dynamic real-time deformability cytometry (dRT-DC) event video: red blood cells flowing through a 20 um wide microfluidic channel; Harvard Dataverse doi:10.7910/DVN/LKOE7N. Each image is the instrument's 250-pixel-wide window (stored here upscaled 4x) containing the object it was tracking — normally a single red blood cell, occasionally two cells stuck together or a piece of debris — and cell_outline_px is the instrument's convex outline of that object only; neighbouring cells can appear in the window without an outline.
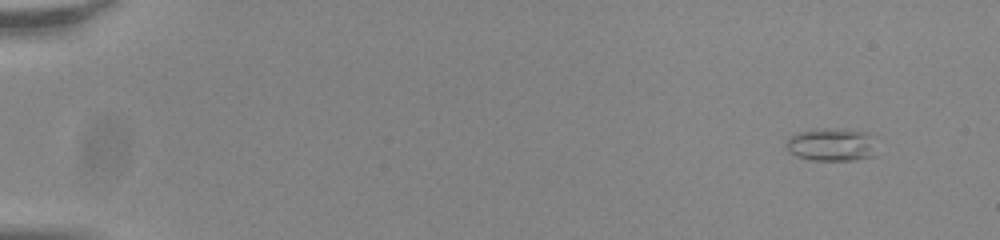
{"species": "common noctule bat (a hibernating species)", "species_latin": "Nyctalus noctula", "temperature_condition": "room temperature", "stored_images_in_passage": 52, "camera_frame_rate_fps": 3000, "um_per_image_px": 0.085, "animal": {"sex": "male", "body_mass_g": 20.0, "forearm_length_mm": 53.3}, "frame": {"image": 1, "passage_image": 1, "time_ms": 0.0, "image_size_px": [1000, 240], "cell_outline_px": [[876, 156], [852, 160], [812, 160], [796, 156], [788, 148], [788, 140], [792, 136], [800, 132], [824, 128], [868, 132]], "centroid_in_image_um": [70.69, 12.31], "position_along_channel_um": 14.3, "area_um2": 16.76}}
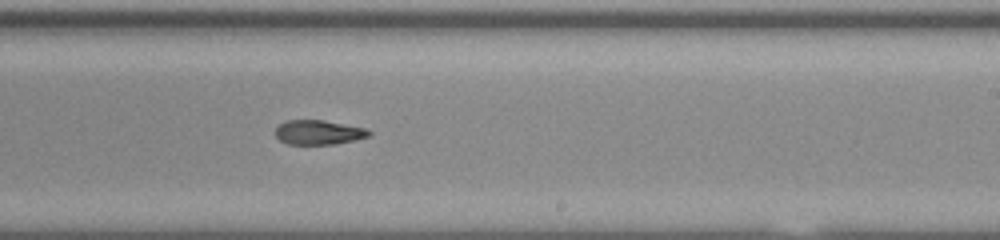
{"frame": {"image": 2, "passage_image": 32, "time_ms": 10.333, "image_size_px": [1000, 240], "cell_outline_px": [[372, 132], [368, 136], [352, 140], [332, 144], [288, 144], [280, 140], [276, 136], [276, 128], [284, 120], [324, 120], [364, 128]], "centroid_in_image_um": [27.03, 11.24], "position_along_channel_um": 262.0, "area_um2": 13.12}}
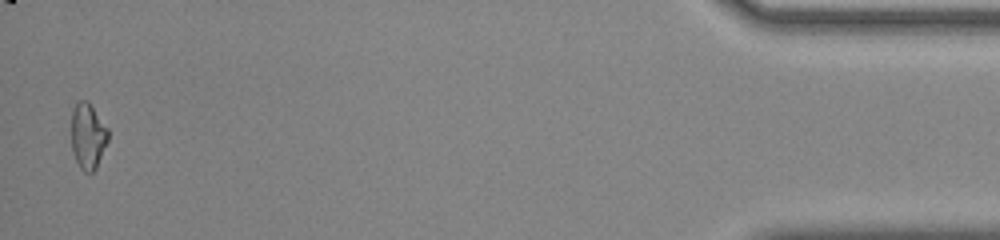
{"frame": {"image": 3, "passage_image": 51, "time_ms": 16.667, "image_size_px": [1000, 240], "cell_outline_px": [[108, 140], [96, 168], [92, 172], [84, 172], [80, 168], [72, 152], [72, 108], [80, 100], [88, 100], [108, 128]], "centroid_in_image_um": [7.47, 11.55], "position_along_channel_um": 427.7, "area_um2": 14.1}, "authors_computed_cell_mechanics": {"area_um2": 14.3055, "velocity_mm_per_s": 3.858, "shape_relaxation_time_tau1_ms": 7.5488, "shape_relaxation_time_tau2_ms": 4.4484, "deformation_change_tau1": 0.204, "deformation_change_tau2": 0.1248}}